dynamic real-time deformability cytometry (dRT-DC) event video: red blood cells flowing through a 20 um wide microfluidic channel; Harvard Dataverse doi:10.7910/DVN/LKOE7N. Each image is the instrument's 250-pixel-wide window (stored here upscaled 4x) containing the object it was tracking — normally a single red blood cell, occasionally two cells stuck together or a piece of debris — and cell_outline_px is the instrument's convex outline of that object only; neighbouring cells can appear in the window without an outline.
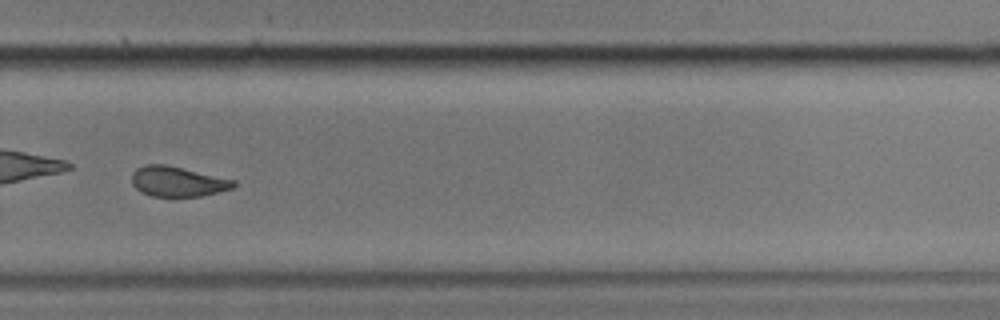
{"species": "common noctule bat (a hibernating species)", "species_latin": "Nyctalus noctula", "temperature_condition": "cold", "stored_images_in_passage": 40, "camera_frame_rate_fps": 3000, "um_per_image_px": 0.085, "animal": {"sex": "male", "body_mass_g": 17.9}, "frame": {"image": 1, "passage_image": 29, "time_ms": 9.333, "image_size_px": [1000, 320], "cell_outline_px": [[236, 184], [232, 188], [200, 196], [152, 196], [140, 192], [132, 184], [132, 172], [136, 168], [144, 164], [164, 164], [236, 180]], "centroid_in_image_um": [15.05, 15.42], "position_along_channel_um": 314.7, "area_um2": 17.74}, "authors_computed_cell_mechanics": {"area_um2": 19.0162, "velocity_mm_per_s": 3.4035, "shape_relaxation_time_tau1_ms": null, "shape_relaxation_time_tau2_ms": 2.2816, "deformation_change_tau1": null, "deformation_change_tau2": 0.062}}